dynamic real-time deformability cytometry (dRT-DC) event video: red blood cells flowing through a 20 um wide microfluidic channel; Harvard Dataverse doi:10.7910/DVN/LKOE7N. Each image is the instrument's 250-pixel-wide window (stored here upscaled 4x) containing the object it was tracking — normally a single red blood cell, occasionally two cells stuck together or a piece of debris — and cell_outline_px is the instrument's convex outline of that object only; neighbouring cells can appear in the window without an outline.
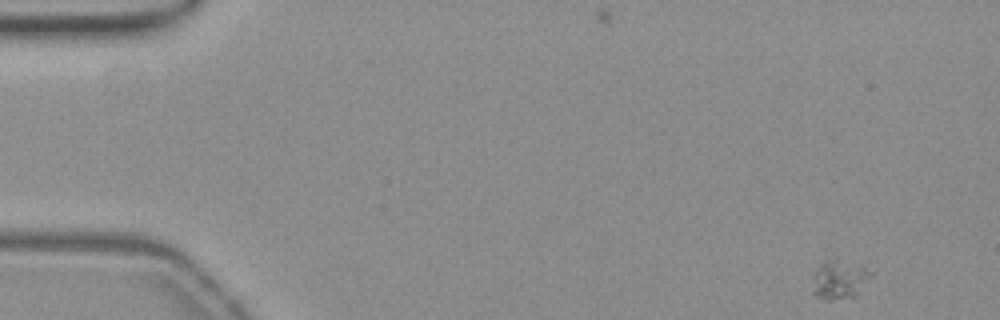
{"species": "common noctule bat (a hibernating species)", "species_latin": "Nyctalus noctula", "temperature_condition": "warm", "stored_images_in_passage": 54, "segment_of_instrument_passage": [1, 2], "camera_frame_rate_fps": 3000, "um_per_image_px": 0.085, "animal": {"sex": "female", "body_mass_g": 19.3, "forearm_length_mm": 54.1}, "frame": {"image": 1, "passage_image": 1, "time_ms": 0.0, "image_size_px": [1000, 320], "cell_outline_px": [[872, 276], [852, 296], [832, 300], [824, 300], [816, 296], [812, 292], [812, 272], [824, 256], [836, 256], [864, 264], [872, 272]], "centroid_in_image_um": [71.28, 23.62], "position_along_channel_um": 13.7, "area_um2": 14.28}}
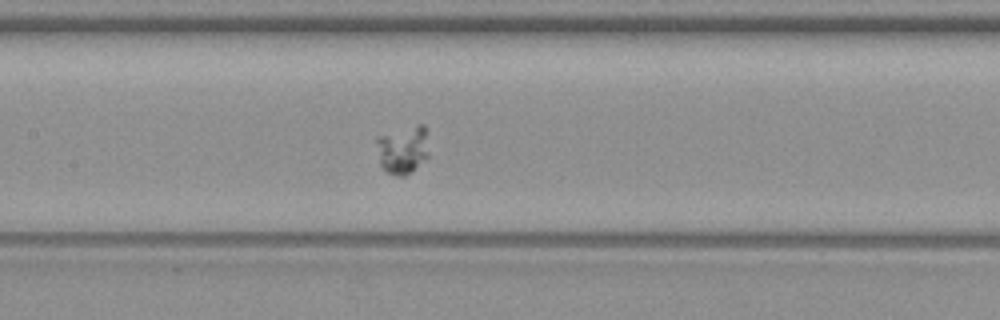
{"frame": {"image": 2, "passage_image": 24, "time_ms": 7.667, "image_size_px": [1000, 320], "cell_outline_px": [[428, 156], [412, 172], [404, 176], [396, 176], [388, 172], [380, 164], [376, 140], [376, 136], [416, 124], [424, 124]], "centroid_in_image_um": [34.22, 12.71], "position_along_channel_um": 173.2, "area_um2": 14.57}}
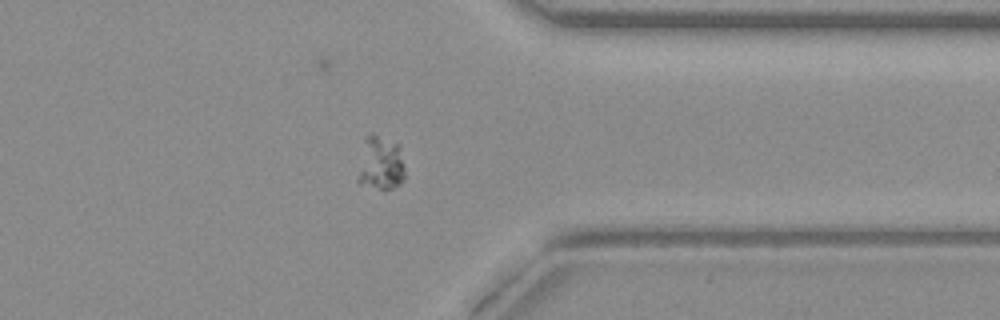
{"frame": {"image": 3, "passage_image": 41, "time_ms": 13.333, "image_size_px": [1000, 320], "cell_outline_px": [[404, 180], [400, 184], [392, 188], [380, 188], [360, 184], [356, 180], [364, 140], [372, 132], [400, 144], [404, 168]], "centroid_in_image_um": [32.36, 13.86], "position_along_channel_um": 379.0, "area_um2": 14.91}}